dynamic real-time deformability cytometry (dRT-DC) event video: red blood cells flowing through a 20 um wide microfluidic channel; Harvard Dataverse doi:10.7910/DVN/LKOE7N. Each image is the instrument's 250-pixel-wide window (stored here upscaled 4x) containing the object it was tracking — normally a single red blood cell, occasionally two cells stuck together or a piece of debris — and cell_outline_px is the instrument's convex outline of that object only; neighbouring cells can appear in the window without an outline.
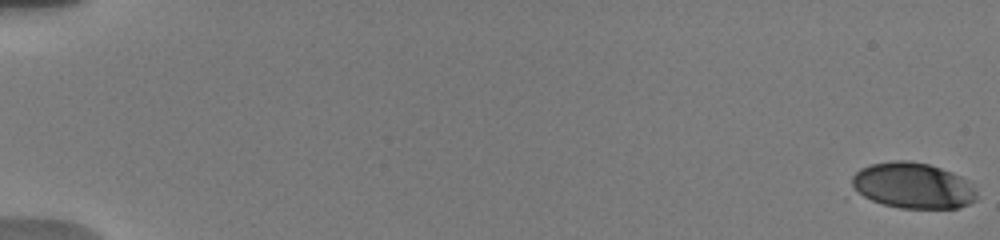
{"species": "human", "species_latin": "Homo sapiens", "temperature_condition": "warm", "stored_images_in_passage": 59, "camera_frame_rate_fps": 3000, "um_per_image_px": 0.085, "donor": {"sex": "male"}, "frame": {"image": 1, "passage_image": 1, "time_ms": 0.0, "image_size_px": [1000, 240], "cell_outline_px": [[976, 200], [960, 208], [900, 208], [852, 196], [852, 176], [860, 168], [868, 164], [892, 160], [908, 160], [928, 164], [952, 172], [960, 176], [976, 192]], "centroid_in_image_um": [77.47, 15.78], "position_along_channel_um": 7.5, "area_um2": 33.81}}
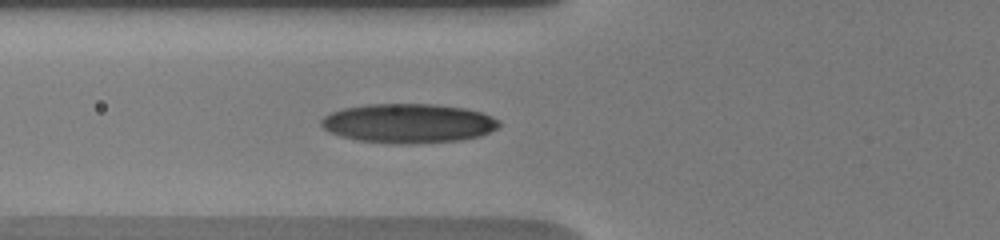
{"frame": {"image": 2, "passage_image": 24, "time_ms": 7.333, "image_size_px": [1000, 240], "cell_outline_px": [[500, 124], [496, 128], [480, 136], [460, 140], [400, 144], [356, 140], [340, 136], [328, 132], [320, 124], [320, 120], [324, 116], [332, 112], [344, 108], [368, 104], [436, 104], [464, 108], [480, 112], [492, 116], [500, 120]], "centroid_in_image_um": [34.69, 10.47], "position_along_channel_um": 91.1, "area_um2": 40.63}}
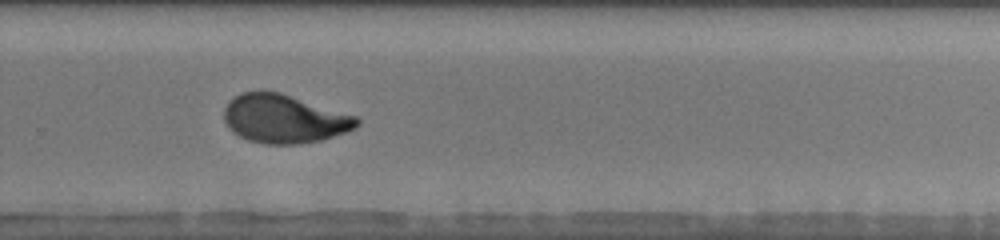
{"frame": {"image": 3, "passage_image": 42, "time_ms": 13.0, "image_size_px": [1000, 240], "cell_outline_px": [[360, 124], [356, 128], [348, 132], [320, 140], [300, 144], [264, 144], [248, 140], [232, 132], [228, 128], [224, 120], [224, 108], [228, 100], [240, 92], [280, 92], [356, 116], [360, 120]], "centroid_in_image_um": [24.14, 10.11], "position_along_channel_um": 305.7, "area_um2": 37.69}, "authors_computed_cell_mechanics": {"area_um2": 36.703, "velocity_mm_per_s": 3.7906, "shape_relaxation_time_tau1_ms": 4.4158, "shape_relaxation_time_tau2_ms": 1.0302, "deformation_change_tau1": 0.1796, "deformation_change_tau2": 0.0619}}